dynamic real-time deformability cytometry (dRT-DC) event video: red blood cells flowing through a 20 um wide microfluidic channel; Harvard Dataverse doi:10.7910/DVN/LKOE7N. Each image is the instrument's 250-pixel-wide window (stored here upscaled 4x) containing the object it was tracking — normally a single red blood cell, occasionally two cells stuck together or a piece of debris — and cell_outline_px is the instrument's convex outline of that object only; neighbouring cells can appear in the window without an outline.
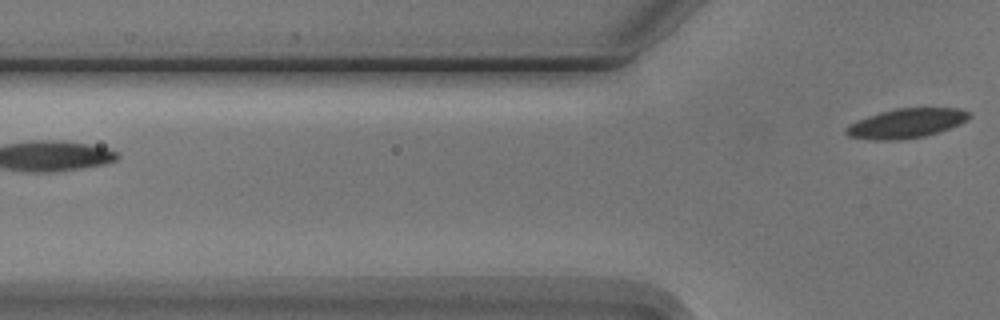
{"species": "Egyptian fruit bat (a non-hibernating species)", "species_latin": "Rousettus aegyptiacus", "temperature_condition": "cold", "stored_images_in_passage": 3, "camera_frame_rate_fps": 3000, "um_per_image_px": 0.085, "animal": {"sex": "male"}, "frame": {"image": 1, "passage_image": 3, "time_ms": 2.667, "image_size_px": [1000, 320], "cell_outline_px": [[972, 116], [960, 124], [940, 132], [924, 136], [900, 140], [872, 140], [848, 136], [844, 132], [844, 128], [848, 124], [868, 116], [880, 112], [896, 108], [960, 108], [972, 112]], "centroid_in_image_um": [77.05, 10.48], "position_along_channel_um": 48.8, "area_um2": 21.39}}